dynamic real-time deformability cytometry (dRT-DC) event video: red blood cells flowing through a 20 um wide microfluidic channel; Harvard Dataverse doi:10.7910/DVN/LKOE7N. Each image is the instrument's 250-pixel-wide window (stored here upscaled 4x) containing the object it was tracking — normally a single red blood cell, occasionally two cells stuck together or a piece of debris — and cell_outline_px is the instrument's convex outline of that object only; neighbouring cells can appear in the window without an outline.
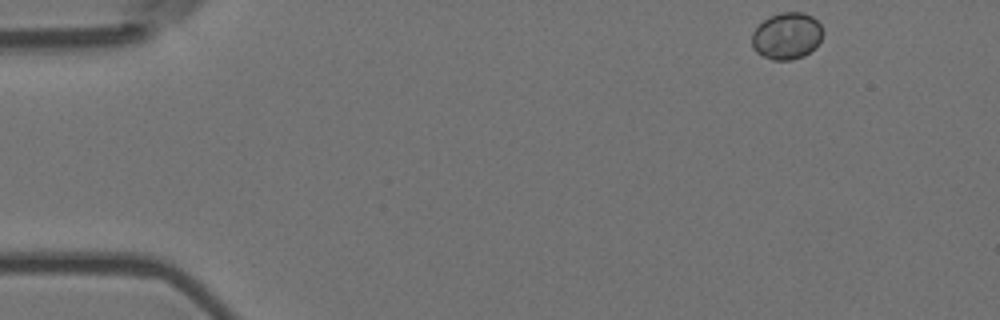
{"species": "Egyptian fruit bat (a non-hibernating species)", "species_latin": "Rousettus aegyptiacus", "temperature_condition": "room temperature", "stored_images_in_passage": 11, "camera_frame_rate_fps": 3000, "um_per_image_px": 0.085, "animal": {"sex": "female"}, "frame": {"image": 1, "passage_image": 1, "time_ms": 0.0, "image_size_px": [1000, 320], "cell_outline_px": [[824, 32], [816, 48], [804, 56], [792, 60], [772, 60], [756, 52], [752, 48], [752, 32], [768, 16], [780, 12], [804, 12], [812, 16], [820, 24]], "centroid_in_image_um": [66.89, 3.05], "position_along_channel_um": 18.1, "area_um2": 19.59}}